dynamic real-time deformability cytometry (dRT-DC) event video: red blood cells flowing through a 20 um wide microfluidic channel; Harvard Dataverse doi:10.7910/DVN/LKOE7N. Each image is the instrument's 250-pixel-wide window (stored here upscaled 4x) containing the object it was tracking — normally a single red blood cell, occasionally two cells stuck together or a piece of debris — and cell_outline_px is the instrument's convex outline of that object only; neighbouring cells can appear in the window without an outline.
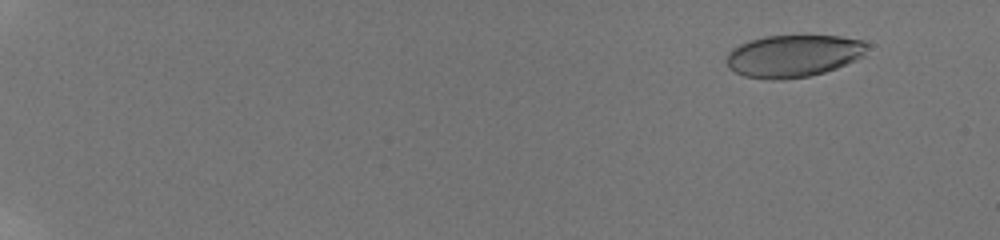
{"species": "human", "species_latin": "Homo sapiens", "temperature_condition": "room temperature", "stored_images_in_passage": 59, "camera_frame_rate_fps": 3000, "um_per_image_px": 0.085, "donor": {"sex": "male"}, "frame": {"image": 1, "passage_image": 7, "time_ms": 2.0, "image_size_px": [1000, 240], "cell_outline_px": [[868, 44], [864, 52], [860, 56], [836, 68], [824, 72], [808, 76], [784, 80], [768, 80], [744, 76], [728, 68], [728, 52], [732, 48], [748, 40], [764, 36], [840, 36], [864, 40]], "centroid_in_image_um": [67.39, 4.75], "position_along_channel_um": 17.6, "area_um2": 34.45}}
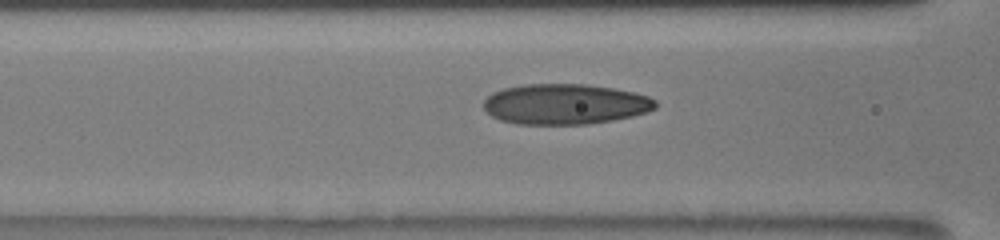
{"frame": {"image": 2, "passage_image": 30, "time_ms": 9.667, "image_size_px": [1000, 240], "cell_outline_px": [[656, 108], [648, 112], [632, 116], [612, 120], [588, 124], [516, 124], [500, 120], [492, 116], [484, 108], [484, 100], [492, 92], [504, 88], [524, 84], [584, 84], [612, 88], [636, 92], [648, 96], [656, 100]], "centroid_in_image_um": [48.04, 8.85], "position_along_channel_um": 118.6, "area_um2": 40.63}}
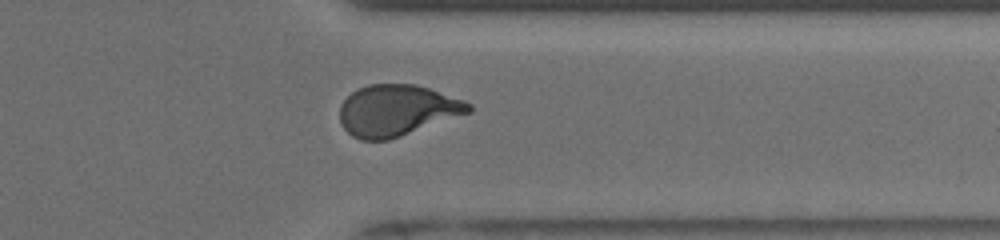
{"frame": {"image": 3, "passage_image": 50, "time_ms": 16.333, "image_size_px": [1000, 240], "cell_outline_px": [[472, 112], [388, 140], [360, 140], [352, 136], [344, 128], [340, 120], [340, 104], [356, 88], [368, 84], [416, 84], [464, 100], [472, 104]], "centroid_in_image_um": [33.74, 9.38], "position_along_channel_um": 377.7, "area_um2": 38.49}, "authors_computed_cell_mechanics": {"area_um2": 37.9168, "velocity_mm_per_s": 3.8911, "shape_relaxation_time_tau1_ms": 6.9123, "shape_relaxation_time_tau2_ms": 0.9094, "deformation_change_tau1": 0.2196, "deformation_change_tau2": 0.0782}}